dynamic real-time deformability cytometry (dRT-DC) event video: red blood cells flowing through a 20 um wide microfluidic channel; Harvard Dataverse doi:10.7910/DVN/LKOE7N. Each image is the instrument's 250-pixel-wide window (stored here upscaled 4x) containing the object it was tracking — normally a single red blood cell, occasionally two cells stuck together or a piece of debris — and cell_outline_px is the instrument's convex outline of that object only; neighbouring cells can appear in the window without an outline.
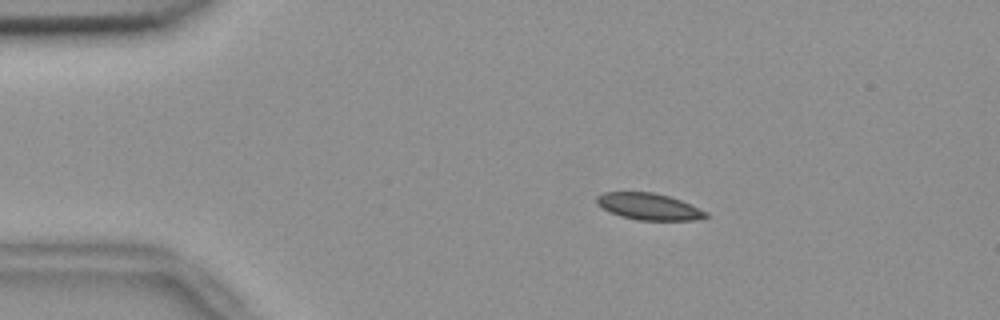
{"species": "common noctule bat (a hibernating species)", "species_latin": "Nyctalus noctula", "temperature_condition": "room temperature", "stored_images_in_passage": 54, "camera_frame_rate_fps": 3000, "um_per_image_px": 0.085, "animal": {"sex": "female", "body_mass_g": 18.4}, "frame": {"image": 1, "passage_image": 9, "time_ms": 2.667, "image_size_px": [1000, 320], "cell_outline_px": [[708, 216], [696, 220], [636, 220], [620, 216], [596, 204], [596, 196], [604, 192], [652, 192], [668, 196], [680, 200], [708, 212]], "centroid_in_image_um": [55.14, 17.56], "position_along_channel_um": 29.9, "area_um2": 16.82}}
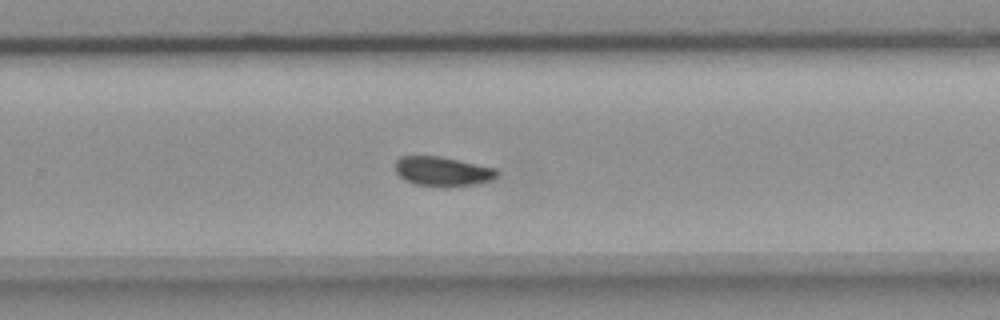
{"frame": {"image": 2, "passage_image": 35, "time_ms": 11.333, "image_size_px": [1000, 320], "cell_outline_px": [[500, 172], [492, 180], [480, 184], [440, 188], [416, 184], [404, 180], [396, 172], [396, 160], [400, 156], [440, 156], [496, 168]], "centroid_in_image_um": [37.65, 14.59], "position_along_channel_um": 292.2, "area_um2": 17.8}}
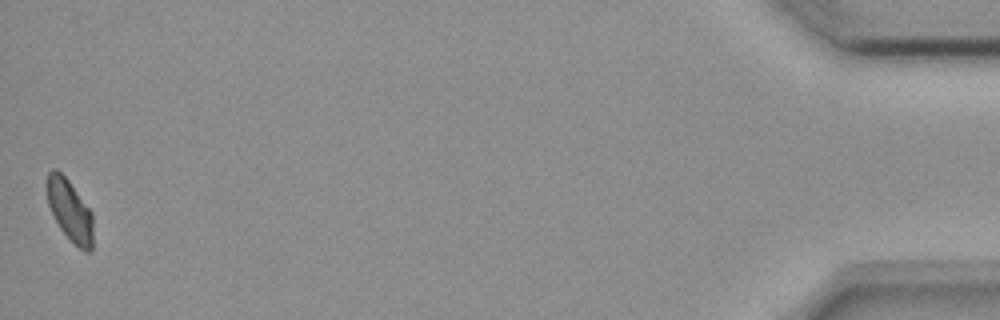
{"frame": {"image": 3, "passage_image": 54, "time_ms": 17.667, "image_size_px": [1000, 320], "cell_outline_px": [[92, 252], [84, 252], [60, 228], [48, 204], [44, 188], [44, 180], [48, 172], [52, 168], [56, 168], [68, 180], [92, 212]], "centroid_in_image_um": [5.88, 17.82], "position_along_channel_um": 429.3, "area_um2": 16.65}, "authors_computed_cell_mechanics": {"area_um2": 17.5134, "velocity_mm_per_s": 3.6497, "shape_relaxation_time_tau1_ms": null, "shape_relaxation_time_tau2_ms": 5.5643, "deformation_change_tau1": null, "deformation_change_tau2": 0.0797}}